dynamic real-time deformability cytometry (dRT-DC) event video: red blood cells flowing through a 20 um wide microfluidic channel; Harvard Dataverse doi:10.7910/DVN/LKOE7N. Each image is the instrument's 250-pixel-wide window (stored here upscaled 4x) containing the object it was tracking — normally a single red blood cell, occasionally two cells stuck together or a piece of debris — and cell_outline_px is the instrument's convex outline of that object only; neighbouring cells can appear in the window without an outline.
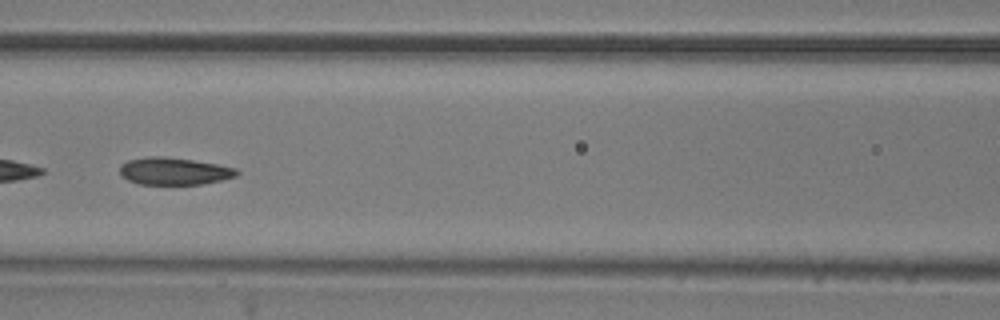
{"species": "common noctule bat (a hibernating species)", "species_latin": "Nyctalus noctula", "temperature_condition": "room temperature", "stored_images_in_passage": 35, "camera_frame_rate_fps": 3000, "um_per_image_px": 0.085, "animal": {"sex": "male", "body_mass_g": 20.5, "forearm_length_mm": 52.5}, "frame": {"image": 1, "passage_image": 11, "time_ms": 3.333, "image_size_px": [1000, 320], "cell_outline_px": [[240, 172], [236, 176], [204, 184], [140, 184], [128, 180], [120, 176], [120, 164], [128, 160], [148, 156], [164, 156], [220, 164], [236, 168]], "centroid_in_image_um": [14.79, 14.54], "position_along_channel_um": 151.8, "area_um2": 18.73}, "authors_computed_cell_mechanics": {"area_um2": 18.8428, "velocity_mm_per_s": 3.7511, "shape_relaxation_time_tau1_ms": 4.3422, "shape_relaxation_time_tau2_ms": 2.2626, "deformation_change_tau1": 0.1362, "deformation_change_tau2": 0.0774}}